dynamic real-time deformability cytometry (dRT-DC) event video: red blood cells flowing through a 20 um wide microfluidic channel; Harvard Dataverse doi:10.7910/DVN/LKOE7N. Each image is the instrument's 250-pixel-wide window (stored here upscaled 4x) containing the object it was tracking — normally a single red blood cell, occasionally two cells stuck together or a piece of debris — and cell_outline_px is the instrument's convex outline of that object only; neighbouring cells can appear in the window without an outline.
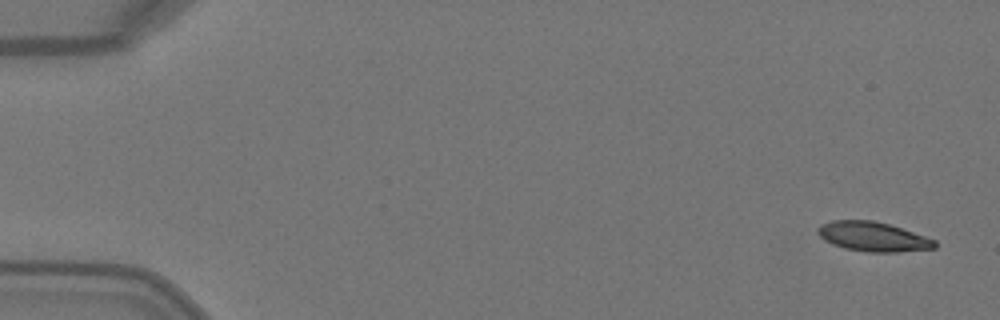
{"species": "Egyptian fruit bat (a non-hibernating species)", "species_latin": "Rousettus aegyptiacus", "temperature_condition": "warm", "stored_images_in_passage": 6, "camera_frame_rate_fps": 3000, "um_per_image_px": 0.085, "animal": {"sex": "female"}, "frame": {"image": 1, "passage_image": 1, "time_ms": 0.0, "image_size_px": [1000, 320], "cell_outline_px": [[936, 248], [900, 252], [868, 252], [844, 248], [832, 244], [824, 240], [816, 232], [816, 228], [820, 224], [832, 220], [872, 220], [888, 224], [936, 240]], "centroid_in_image_um": [74.16, 20.12], "position_along_channel_um": 10.8, "area_um2": 20.11}}
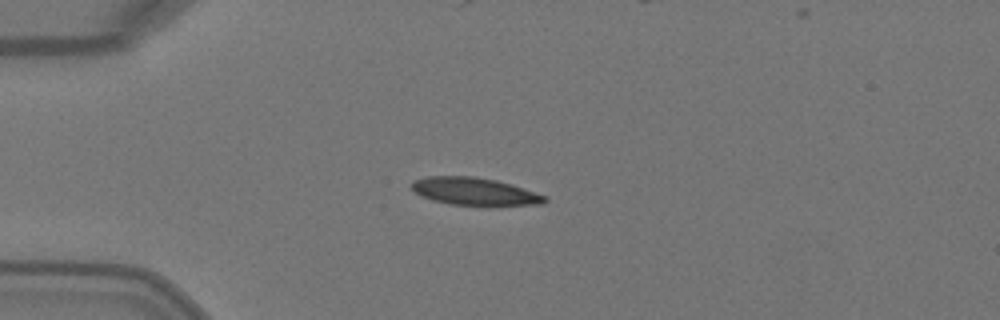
{"frame": {"image": 2, "passage_image": 4, "time_ms": 1.0, "image_size_px": [1000, 320], "cell_outline_px": [[548, 200], [544, 204], [488, 208], [448, 204], [432, 200], [420, 196], [412, 188], [412, 180], [428, 176], [476, 176], [496, 180], [512, 184], [548, 196]], "centroid_in_image_um": [40.43, 16.32], "position_along_channel_um": 44.6, "area_um2": 22.54}}
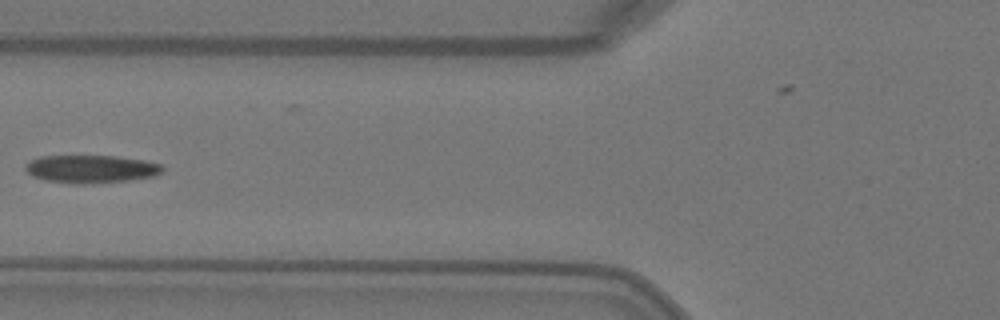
{"frame": {"image": 3, "passage_image": 6, "time_ms": 1.667, "image_size_px": [1000, 320], "cell_outline_px": [[164, 172], [156, 176], [128, 180], [84, 184], [76, 184], [44, 180], [32, 176], [24, 168], [24, 164], [28, 160], [40, 156], [116, 156], [144, 160], [164, 164]], "centroid_in_image_um": [7.75, 14.36], "position_along_channel_um": 118.1, "area_um2": 22.6}}